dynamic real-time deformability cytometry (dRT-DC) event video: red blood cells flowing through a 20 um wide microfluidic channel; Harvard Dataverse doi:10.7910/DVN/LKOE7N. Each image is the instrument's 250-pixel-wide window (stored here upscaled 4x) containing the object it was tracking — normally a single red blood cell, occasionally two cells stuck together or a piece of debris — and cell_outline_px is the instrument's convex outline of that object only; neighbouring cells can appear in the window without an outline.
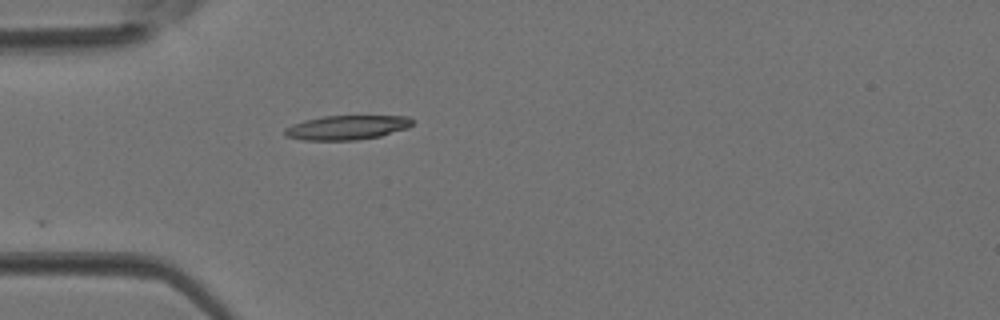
{"species": "Egyptian fruit bat (a non-hibernating species)", "species_latin": "Rousettus aegyptiacus", "temperature_condition": "room temperature", "stored_images_in_passage": 4, "camera_frame_rate_fps": 3000, "um_per_image_px": 0.085, "animal": {"sex": "female"}, "frame": {"image": 1, "passage_image": 4, "time_ms": 1.0, "image_size_px": [1000, 320], "cell_outline_px": [[416, 120], [408, 128], [380, 136], [356, 140], [304, 140], [284, 136], [284, 128], [292, 124], [304, 120], [324, 116], [408, 116]], "centroid_in_image_um": [29.49, 10.83], "position_along_channel_um": 55.5, "area_um2": 18.21}}